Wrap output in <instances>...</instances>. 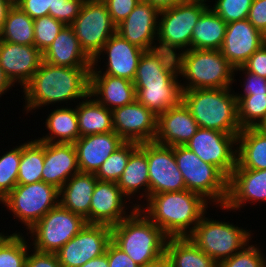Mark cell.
<instances>
[{
  "instance_id": "cell-1",
  "label": "cell",
  "mask_w": 266,
  "mask_h": 267,
  "mask_svg": "<svg viewBox=\"0 0 266 267\" xmlns=\"http://www.w3.org/2000/svg\"><path fill=\"white\" fill-rule=\"evenodd\" d=\"M90 70L55 66L42 61L22 89L26 114L49 104H67L68 101L78 102L85 98L89 94Z\"/></svg>"
},
{
  "instance_id": "cell-2",
  "label": "cell",
  "mask_w": 266,
  "mask_h": 267,
  "mask_svg": "<svg viewBox=\"0 0 266 267\" xmlns=\"http://www.w3.org/2000/svg\"><path fill=\"white\" fill-rule=\"evenodd\" d=\"M145 202L144 205L135 203V206L168 238L188 237L207 214L210 203L202 195L187 189L154 194Z\"/></svg>"
},
{
  "instance_id": "cell-3",
  "label": "cell",
  "mask_w": 266,
  "mask_h": 267,
  "mask_svg": "<svg viewBox=\"0 0 266 267\" xmlns=\"http://www.w3.org/2000/svg\"><path fill=\"white\" fill-rule=\"evenodd\" d=\"M232 87L182 91V102L200 128L238 135V101Z\"/></svg>"
},
{
  "instance_id": "cell-4",
  "label": "cell",
  "mask_w": 266,
  "mask_h": 267,
  "mask_svg": "<svg viewBox=\"0 0 266 267\" xmlns=\"http://www.w3.org/2000/svg\"><path fill=\"white\" fill-rule=\"evenodd\" d=\"M167 239L139 208L111 227V240L140 267L165 254Z\"/></svg>"
},
{
  "instance_id": "cell-5",
  "label": "cell",
  "mask_w": 266,
  "mask_h": 267,
  "mask_svg": "<svg viewBox=\"0 0 266 267\" xmlns=\"http://www.w3.org/2000/svg\"><path fill=\"white\" fill-rule=\"evenodd\" d=\"M176 58L179 76L185 80L180 83L182 91L228 88L236 82L234 67L220 50L189 49L179 51Z\"/></svg>"
},
{
  "instance_id": "cell-6",
  "label": "cell",
  "mask_w": 266,
  "mask_h": 267,
  "mask_svg": "<svg viewBox=\"0 0 266 267\" xmlns=\"http://www.w3.org/2000/svg\"><path fill=\"white\" fill-rule=\"evenodd\" d=\"M174 156L186 189L202 195L216 207L224 206L228 194V178L216 166L202 161L186 146H175Z\"/></svg>"
},
{
  "instance_id": "cell-7",
  "label": "cell",
  "mask_w": 266,
  "mask_h": 267,
  "mask_svg": "<svg viewBox=\"0 0 266 267\" xmlns=\"http://www.w3.org/2000/svg\"><path fill=\"white\" fill-rule=\"evenodd\" d=\"M203 1L185 0L159 12L157 49L174 56L191 49L193 28L202 13L210 6ZM161 17V18H160Z\"/></svg>"
},
{
  "instance_id": "cell-8",
  "label": "cell",
  "mask_w": 266,
  "mask_h": 267,
  "mask_svg": "<svg viewBox=\"0 0 266 267\" xmlns=\"http://www.w3.org/2000/svg\"><path fill=\"white\" fill-rule=\"evenodd\" d=\"M205 216L206 214L188 237L217 264L251 242L252 230H247V227L243 229L229 221L214 220Z\"/></svg>"
},
{
  "instance_id": "cell-9",
  "label": "cell",
  "mask_w": 266,
  "mask_h": 267,
  "mask_svg": "<svg viewBox=\"0 0 266 267\" xmlns=\"http://www.w3.org/2000/svg\"><path fill=\"white\" fill-rule=\"evenodd\" d=\"M13 213L14 219L30 230L48 211L59 204V189L43 181L17 184L0 201Z\"/></svg>"
},
{
  "instance_id": "cell-10",
  "label": "cell",
  "mask_w": 266,
  "mask_h": 267,
  "mask_svg": "<svg viewBox=\"0 0 266 267\" xmlns=\"http://www.w3.org/2000/svg\"><path fill=\"white\" fill-rule=\"evenodd\" d=\"M87 224L79 214L60 203L48 211L27 233L31 246L39 252L56 253ZM33 237V239H32Z\"/></svg>"
},
{
  "instance_id": "cell-11",
  "label": "cell",
  "mask_w": 266,
  "mask_h": 267,
  "mask_svg": "<svg viewBox=\"0 0 266 267\" xmlns=\"http://www.w3.org/2000/svg\"><path fill=\"white\" fill-rule=\"evenodd\" d=\"M70 26L82 50L91 60L116 32V25L102 0H85L79 15Z\"/></svg>"
},
{
  "instance_id": "cell-12",
  "label": "cell",
  "mask_w": 266,
  "mask_h": 267,
  "mask_svg": "<svg viewBox=\"0 0 266 267\" xmlns=\"http://www.w3.org/2000/svg\"><path fill=\"white\" fill-rule=\"evenodd\" d=\"M237 136L199 127L185 146L228 178L236 167Z\"/></svg>"
},
{
  "instance_id": "cell-13",
  "label": "cell",
  "mask_w": 266,
  "mask_h": 267,
  "mask_svg": "<svg viewBox=\"0 0 266 267\" xmlns=\"http://www.w3.org/2000/svg\"><path fill=\"white\" fill-rule=\"evenodd\" d=\"M111 241V226L86 224L55 254L62 267H80L103 255Z\"/></svg>"
},
{
  "instance_id": "cell-14",
  "label": "cell",
  "mask_w": 266,
  "mask_h": 267,
  "mask_svg": "<svg viewBox=\"0 0 266 267\" xmlns=\"http://www.w3.org/2000/svg\"><path fill=\"white\" fill-rule=\"evenodd\" d=\"M149 197L164 192L186 190L174 156V147L147 142Z\"/></svg>"
},
{
  "instance_id": "cell-15",
  "label": "cell",
  "mask_w": 266,
  "mask_h": 267,
  "mask_svg": "<svg viewBox=\"0 0 266 267\" xmlns=\"http://www.w3.org/2000/svg\"><path fill=\"white\" fill-rule=\"evenodd\" d=\"M144 50L131 44L115 32L104 44L98 55L92 60L90 74H105L124 78L133 82L139 60ZM101 54L106 55L105 68L98 66ZM100 60V61H99ZM98 66V68H97ZM103 71V72H102Z\"/></svg>"
},
{
  "instance_id": "cell-16",
  "label": "cell",
  "mask_w": 266,
  "mask_h": 267,
  "mask_svg": "<svg viewBox=\"0 0 266 267\" xmlns=\"http://www.w3.org/2000/svg\"><path fill=\"white\" fill-rule=\"evenodd\" d=\"M114 132L125 142H153L157 133V116L140 102L112 110Z\"/></svg>"
},
{
  "instance_id": "cell-17",
  "label": "cell",
  "mask_w": 266,
  "mask_h": 267,
  "mask_svg": "<svg viewBox=\"0 0 266 267\" xmlns=\"http://www.w3.org/2000/svg\"><path fill=\"white\" fill-rule=\"evenodd\" d=\"M127 201V197L117 183L97 180L91 198L89 224H104L112 227L120 223L137 209L135 205L130 206L129 208H132L128 212Z\"/></svg>"
},
{
  "instance_id": "cell-18",
  "label": "cell",
  "mask_w": 266,
  "mask_h": 267,
  "mask_svg": "<svg viewBox=\"0 0 266 267\" xmlns=\"http://www.w3.org/2000/svg\"><path fill=\"white\" fill-rule=\"evenodd\" d=\"M258 201L266 202V169H244L236 164L228 177L226 202L220 209L236 212L247 203L255 204Z\"/></svg>"
},
{
  "instance_id": "cell-19",
  "label": "cell",
  "mask_w": 266,
  "mask_h": 267,
  "mask_svg": "<svg viewBox=\"0 0 266 267\" xmlns=\"http://www.w3.org/2000/svg\"><path fill=\"white\" fill-rule=\"evenodd\" d=\"M159 10L141 0L133 11L116 26V32L144 51L156 49Z\"/></svg>"
},
{
  "instance_id": "cell-20",
  "label": "cell",
  "mask_w": 266,
  "mask_h": 267,
  "mask_svg": "<svg viewBox=\"0 0 266 267\" xmlns=\"http://www.w3.org/2000/svg\"><path fill=\"white\" fill-rule=\"evenodd\" d=\"M266 43V36L248 19L227 23L225 37L220 48L223 56L234 67H241L249 57Z\"/></svg>"
},
{
  "instance_id": "cell-21",
  "label": "cell",
  "mask_w": 266,
  "mask_h": 267,
  "mask_svg": "<svg viewBox=\"0 0 266 267\" xmlns=\"http://www.w3.org/2000/svg\"><path fill=\"white\" fill-rule=\"evenodd\" d=\"M42 61L43 54L34 45L0 41V65L13 85L17 83L23 88Z\"/></svg>"
},
{
  "instance_id": "cell-22",
  "label": "cell",
  "mask_w": 266,
  "mask_h": 267,
  "mask_svg": "<svg viewBox=\"0 0 266 267\" xmlns=\"http://www.w3.org/2000/svg\"><path fill=\"white\" fill-rule=\"evenodd\" d=\"M176 56L161 49L144 51L136 69L134 86L180 85Z\"/></svg>"
},
{
  "instance_id": "cell-23",
  "label": "cell",
  "mask_w": 266,
  "mask_h": 267,
  "mask_svg": "<svg viewBox=\"0 0 266 267\" xmlns=\"http://www.w3.org/2000/svg\"><path fill=\"white\" fill-rule=\"evenodd\" d=\"M199 126L189 109L181 101L157 116L154 142L165 146H185Z\"/></svg>"
},
{
  "instance_id": "cell-24",
  "label": "cell",
  "mask_w": 266,
  "mask_h": 267,
  "mask_svg": "<svg viewBox=\"0 0 266 267\" xmlns=\"http://www.w3.org/2000/svg\"><path fill=\"white\" fill-rule=\"evenodd\" d=\"M80 172L74 144L44 142L42 181L59 190Z\"/></svg>"
},
{
  "instance_id": "cell-25",
  "label": "cell",
  "mask_w": 266,
  "mask_h": 267,
  "mask_svg": "<svg viewBox=\"0 0 266 267\" xmlns=\"http://www.w3.org/2000/svg\"><path fill=\"white\" fill-rule=\"evenodd\" d=\"M124 142L114 131L80 137L74 143L80 172L95 174Z\"/></svg>"
},
{
  "instance_id": "cell-26",
  "label": "cell",
  "mask_w": 266,
  "mask_h": 267,
  "mask_svg": "<svg viewBox=\"0 0 266 267\" xmlns=\"http://www.w3.org/2000/svg\"><path fill=\"white\" fill-rule=\"evenodd\" d=\"M89 94L111 111L136 100L132 81L105 74H90Z\"/></svg>"
},
{
  "instance_id": "cell-27",
  "label": "cell",
  "mask_w": 266,
  "mask_h": 267,
  "mask_svg": "<svg viewBox=\"0 0 266 267\" xmlns=\"http://www.w3.org/2000/svg\"><path fill=\"white\" fill-rule=\"evenodd\" d=\"M43 61L61 67L91 68L92 60L82 50L73 28L66 25L42 53Z\"/></svg>"
},
{
  "instance_id": "cell-28",
  "label": "cell",
  "mask_w": 266,
  "mask_h": 267,
  "mask_svg": "<svg viewBox=\"0 0 266 267\" xmlns=\"http://www.w3.org/2000/svg\"><path fill=\"white\" fill-rule=\"evenodd\" d=\"M97 180L95 174L78 172L59 190V203L67 210L84 217L87 224H89V209Z\"/></svg>"
},
{
  "instance_id": "cell-29",
  "label": "cell",
  "mask_w": 266,
  "mask_h": 267,
  "mask_svg": "<svg viewBox=\"0 0 266 267\" xmlns=\"http://www.w3.org/2000/svg\"><path fill=\"white\" fill-rule=\"evenodd\" d=\"M117 184L122 193L129 200V204L133 203L132 201L130 202V199L137 193L141 195L138 199L140 201V197L145 200L149 198L147 142L139 144V146L131 153L124 172Z\"/></svg>"
},
{
  "instance_id": "cell-30",
  "label": "cell",
  "mask_w": 266,
  "mask_h": 267,
  "mask_svg": "<svg viewBox=\"0 0 266 267\" xmlns=\"http://www.w3.org/2000/svg\"><path fill=\"white\" fill-rule=\"evenodd\" d=\"M236 164L244 169H266V131L244 128L237 136Z\"/></svg>"
},
{
  "instance_id": "cell-31",
  "label": "cell",
  "mask_w": 266,
  "mask_h": 267,
  "mask_svg": "<svg viewBox=\"0 0 266 267\" xmlns=\"http://www.w3.org/2000/svg\"><path fill=\"white\" fill-rule=\"evenodd\" d=\"M80 137L113 132L112 111L101 105L92 95L76 105Z\"/></svg>"
},
{
  "instance_id": "cell-32",
  "label": "cell",
  "mask_w": 266,
  "mask_h": 267,
  "mask_svg": "<svg viewBox=\"0 0 266 267\" xmlns=\"http://www.w3.org/2000/svg\"><path fill=\"white\" fill-rule=\"evenodd\" d=\"M52 110L45 121L48 134L37 140L47 143L74 144L80 138L76 106Z\"/></svg>"
},
{
  "instance_id": "cell-33",
  "label": "cell",
  "mask_w": 266,
  "mask_h": 267,
  "mask_svg": "<svg viewBox=\"0 0 266 267\" xmlns=\"http://www.w3.org/2000/svg\"><path fill=\"white\" fill-rule=\"evenodd\" d=\"M226 27L227 23L209 6L193 28L191 49L220 50Z\"/></svg>"
},
{
  "instance_id": "cell-34",
  "label": "cell",
  "mask_w": 266,
  "mask_h": 267,
  "mask_svg": "<svg viewBox=\"0 0 266 267\" xmlns=\"http://www.w3.org/2000/svg\"><path fill=\"white\" fill-rule=\"evenodd\" d=\"M165 254L173 267H218V264L199 249L189 237H170Z\"/></svg>"
},
{
  "instance_id": "cell-35",
  "label": "cell",
  "mask_w": 266,
  "mask_h": 267,
  "mask_svg": "<svg viewBox=\"0 0 266 267\" xmlns=\"http://www.w3.org/2000/svg\"><path fill=\"white\" fill-rule=\"evenodd\" d=\"M136 100L156 116L182 101L181 85L135 86Z\"/></svg>"
},
{
  "instance_id": "cell-36",
  "label": "cell",
  "mask_w": 266,
  "mask_h": 267,
  "mask_svg": "<svg viewBox=\"0 0 266 267\" xmlns=\"http://www.w3.org/2000/svg\"><path fill=\"white\" fill-rule=\"evenodd\" d=\"M0 41L34 45V19L13 4L0 28Z\"/></svg>"
},
{
  "instance_id": "cell-37",
  "label": "cell",
  "mask_w": 266,
  "mask_h": 267,
  "mask_svg": "<svg viewBox=\"0 0 266 267\" xmlns=\"http://www.w3.org/2000/svg\"><path fill=\"white\" fill-rule=\"evenodd\" d=\"M44 165V142L37 139L21 143V160L17 184H31L42 181Z\"/></svg>"
},
{
  "instance_id": "cell-38",
  "label": "cell",
  "mask_w": 266,
  "mask_h": 267,
  "mask_svg": "<svg viewBox=\"0 0 266 267\" xmlns=\"http://www.w3.org/2000/svg\"><path fill=\"white\" fill-rule=\"evenodd\" d=\"M23 235L15 231L0 239V267H26L28 251L32 248L28 244L30 240Z\"/></svg>"
},
{
  "instance_id": "cell-39",
  "label": "cell",
  "mask_w": 266,
  "mask_h": 267,
  "mask_svg": "<svg viewBox=\"0 0 266 267\" xmlns=\"http://www.w3.org/2000/svg\"><path fill=\"white\" fill-rule=\"evenodd\" d=\"M241 129L261 127L266 121V94L236 96Z\"/></svg>"
},
{
  "instance_id": "cell-40",
  "label": "cell",
  "mask_w": 266,
  "mask_h": 267,
  "mask_svg": "<svg viewBox=\"0 0 266 267\" xmlns=\"http://www.w3.org/2000/svg\"><path fill=\"white\" fill-rule=\"evenodd\" d=\"M139 146L135 142H124L99 167L95 176L100 181L117 183L121 178L131 153Z\"/></svg>"
},
{
  "instance_id": "cell-41",
  "label": "cell",
  "mask_w": 266,
  "mask_h": 267,
  "mask_svg": "<svg viewBox=\"0 0 266 267\" xmlns=\"http://www.w3.org/2000/svg\"><path fill=\"white\" fill-rule=\"evenodd\" d=\"M21 144L0 156V201L17 185Z\"/></svg>"
},
{
  "instance_id": "cell-42",
  "label": "cell",
  "mask_w": 266,
  "mask_h": 267,
  "mask_svg": "<svg viewBox=\"0 0 266 267\" xmlns=\"http://www.w3.org/2000/svg\"><path fill=\"white\" fill-rule=\"evenodd\" d=\"M65 26L50 15L34 19V46L43 53Z\"/></svg>"
},
{
  "instance_id": "cell-43",
  "label": "cell",
  "mask_w": 266,
  "mask_h": 267,
  "mask_svg": "<svg viewBox=\"0 0 266 267\" xmlns=\"http://www.w3.org/2000/svg\"><path fill=\"white\" fill-rule=\"evenodd\" d=\"M250 242L231 257L224 259L218 267H266L265 254Z\"/></svg>"
},
{
  "instance_id": "cell-44",
  "label": "cell",
  "mask_w": 266,
  "mask_h": 267,
  "mask_svg": "<svg viewBox=\"0 0 266 267\" xmlns=\"http://www.w3.org/2000/svg\"><path fill=\"white\" fill-rule=\"evenodd\" d=\"M252 3L253 0H215L210 8L226 23H231L247 19Z\"/></svg>"
},
{
  "instance_id": "cell-45",
  "label": "cell",
  "mask_w": 266,
  "mask_h": 267,
  "mask_svg": "<svg viewBox=\"0 0 266 267\" xmlns=\"http://www.w3.org/2000/svg\"><path fill=\"white\" fill-rule=\"evenodd\" d=\"M85 0H53L49 15L54 19L71 25L79 15Z\"/></svg>"
},
{
  "instance_id": "cell-46",
  "label": "cell",
  "mask_w": 266,
  "mask_h": 267,
  "mask_svg": "<svg viewBox=\"0 0 266 267\" xmlns=\"http://www.w3.org/2000/svg\"><path fill=\"white\" fill-rule=\"evenodd\" d=\"M107 7L112 22L117 26L133 11L141 0H102Z\"/></svg>"
},
{
  "instance_id": "cell-47",
  "label": "cell",
  "mask_w": 266,
  "mask_h": 267,
  "mask_svg": "<svg viewBox=\"0 0 266 267\" xmlns=\"http://www.w3.org/2000/svg\"><path fill=\"white\" fill-rule=\"evenodd\" d=\"M238 71H242L244 75L243 82V94L235 93L236 96H246V95H255V94H266V78L260 77L255 73H251L246 71L242 66L234 68V76L235 73L238 74Z\"/></svg>"
},
{
  "instance_id": "cell-48",
  "label": "cell",
  "mask_w": 266,
  "mask_h": 267,
  "mask_svg": "<svg viewBox=\"0 0 266 267\" xmlns=\"http://www.w3.org/2000/svg\"><path fill=\"white\" fill-rule=\"evenodd\" d=\"M53 0H14V4L32 19L49 15Z\"/></svg>"
},
{
  "instance_id": "cell-49",
  "label": "cell",
  "mask_w": 266,
  "mask_h": 267,
  "mask_svg": "<svg viewBox=\"0 0 266 267\" xmlns=\"http://www.w3.org/2000/svg\"><path fill=\"white\" fill-rule=\"evenodd\" d=\"M105 253L109 267H140L112 240L109 242Z\"/></svg>"
},
{
  "instance_id": "cell-50",
  "label": "cell",
  "mask_w": 266,
  "mask_h": 267,
  "mask_svg": "<svg viewBox=\"0 0 266 267\" xmlns=\"http://www.w3.org/2000/svg\"><path fill=\"white\" fill-rule=\"evenodd\" d=\"M247 19L258 31L266 36V0H253Z\"/></svg>"
},
{
  "instance_id": "cell-51",
  "label": "cell",
  "mask_w": 266,
  "mask_h": 267,
  "mask_svg": "<svg viewBox=\"0 0 266 267\" xmlns=\"http://www.w3.org/2000/svg\"><path fill=\"white\" fill-rule=\"evenodd\" d=\"M32 251V253H30ZM26 267H62L55 253L28 251Z\"/></svg>"
},
{
  "instance_id": "cell-52",
  "label": "cell",
  "mask_w": 266,
  "mask_h": 267,
  "mask_svg": "<svg viewBox=\"0 0 266 267\" xmlns=\"http://www.w3.org/2000/svg\"><path fill=\"white\" fill-rule=\"evenodd\" d=\"M242 67L248 72L266 78V43L256 50Z\"/></svg>"
},
{
  "instance_id": "cell-53",
  "label": "cell",
  "mask_w": 266,
  "mask_h": 267,
  "mask_svg": "<svg viewBox=\"0 0 266 267\" xmlns=\"http://www.w3.org/2000/svg\"><path fill=\"white\" fill-rule=\"evenodd\" d=\"M155 6L159 11L171 8L177 4L183 3L185 0H144Z\"/></svg>"
},
{
  "instance_id": "cell-54",
  "label": "cell",
  "mask_w": 266,
  "mask_h": 267,
  "mask_svg": "<svg viewBox=\"0 0 266 267\" xmlns=\"http://www.w3.org/2000/svg\"><path fill=\"white\" fill-rule=\"evenodd\" d=\"M80 267H109L107 254L91 259Z\"/></svg>"
},
{
  "instance_id": "cell-55",
  "label": "cell",
  "mask_w": 266,
  "mask_h": 267,
  "mask_svg": "<svg viewBox=\"0 0 266 267\" xmlns=\"http://www.w3.org/2000/svg\"><path fill=\"white\" fill-rule=\"evenodd\" d=\"M14 0H0V28L5 21L8 11L13 6Z\"/></svg>"
},
{
  "instance_id": "cell-56",
  "label": "cell",
  "mask_w": 266,
  "mask_h": 267,
  "mask_svg": "<svg viewBox=\"0 0 266 267\" xmlns=\"http://www.w3.org/2000/svg\"><path fill=\"white\" fill-rule=\"evenodd\" d=\"M15 85H13L9 79L5 76L3 69L0 65V97L3 96V94L6 95V92H8V90L12 89V87Z\"/></svg>"
},
{
  "instance_id": "cell-57",
  "label": "cell",
  "mask_w": 266,
  "mask_h": 267,
  "mask_svg": "<svg viewBox=\"0 0 266 267\" xmlns=\"http://www.w3.org/2000/svg\"><path fill=\"white\" fill-rule=\"evenodd\" d=\"M143 267H173V265L170 259L166 256V254H164L159 259L153 262L147 263Z\"/></svg>"
},
{
  "instance_id": "cell-58",
  "label": "cell",
  "mask_w": 266,
  "mask_h": 267,
  "mask_svg": "<svg viewBox=\"0 0 266 267\" xmlns=\"http://www.w3.org/2000/svg\"><path fill=\"white\" fill-rule=\"evenodd\" d=\"M261 128L266 131V121L263 123V125L261 126Z\"/></svg>"
},
{
  "instance_id": "cell-59",
  "label": "cell",
  "mask_w": 266,
  "mask_h": 267,
  "mask_svg": "<svg viewBox=\"0 0 266 267\" xmlns=\"http://www.w3.org/2000/svg\"><path fill=\"white\" fill-rule=\"evenodd\" d=\"M190 1H203V2H210L209 0H190Z\"/></svg>"
},
{
  "instance_id": "cell-60",
  "label": "cell",
  "mask_w": 266,
  "mask_h": 267,
  "mask_svg": "<svg viewBox=\"0 0 266 267\" xmlns=\"http://www.w3.org/2000/svg\"><path fill=\"white\" fill-rule=\"evenodd\" d=\"M5 235V233L0 232V239Z\"/></svg>"
}]
</instances>
